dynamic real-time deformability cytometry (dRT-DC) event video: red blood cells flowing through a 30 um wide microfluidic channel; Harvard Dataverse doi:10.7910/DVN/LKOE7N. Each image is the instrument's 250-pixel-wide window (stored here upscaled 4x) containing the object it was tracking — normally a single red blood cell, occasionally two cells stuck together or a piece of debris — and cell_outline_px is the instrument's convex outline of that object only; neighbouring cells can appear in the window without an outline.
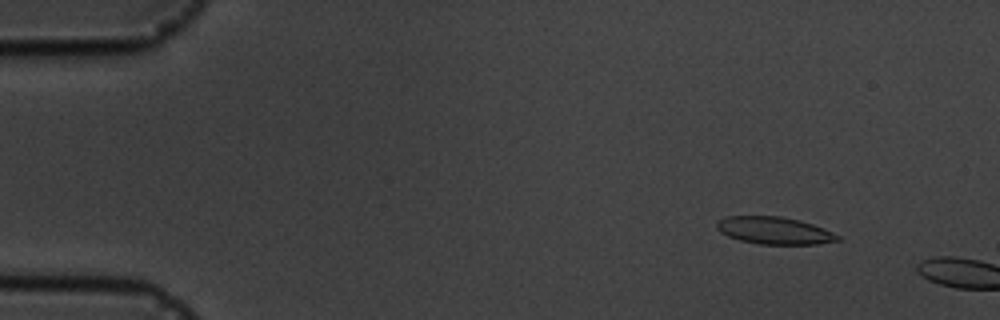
{"species": "common noctule bat (a hibernating species)", "species_latin": "Nyctalus noctula", "temperature_condition": "cold", "stored_images_in_passage": 5, "camera_frame_rate_fps": 3000, "um_per_image_px": 0.085, "animal": {"sex": "male", "body_mass_g": 19.5, "forearm_length_mm": 54.6}, "frame": {"image": 1, "passage_image": 2, "time_ms": 1.0, "image_size_px": [1000, 320], "cell_outline_px": [[840, 240], [816, 244], [760, 244], [740, 240], [728, 236], [720, 232], [716, 228], [716, 224], [724, 216], [780, 216], [800, 220], [824, 228], [840, 236]], "centroid_in_image_um": [65.81, 19.59], "position_along_channel_um": 19.2, "area_um2": 19.19}}